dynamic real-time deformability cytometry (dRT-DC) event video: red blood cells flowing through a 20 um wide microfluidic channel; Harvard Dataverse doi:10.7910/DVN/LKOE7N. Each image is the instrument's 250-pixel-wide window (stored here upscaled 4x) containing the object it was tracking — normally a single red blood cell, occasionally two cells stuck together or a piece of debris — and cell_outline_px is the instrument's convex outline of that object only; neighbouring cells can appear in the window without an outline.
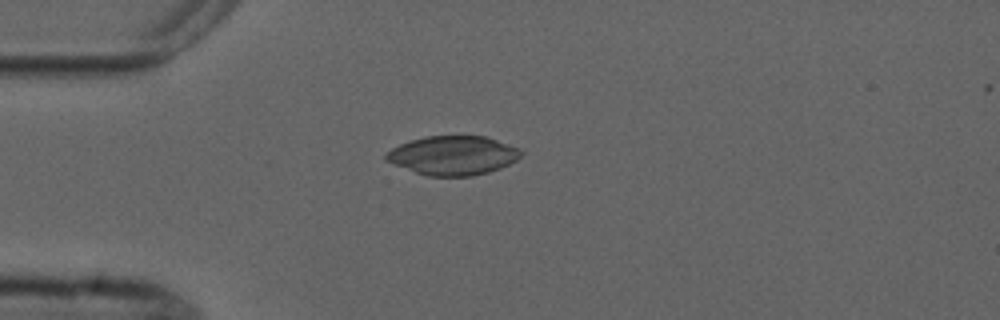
{"species": "common noctule bat (a hibernating species)", "species_latin": "Nyctalus noctula", "temperature_condition": "cold", "stored_images_in_passage": 4, "camera_frame_rate_fps": 3000, "um_per_image_px": 0.085, "animal": {"sex": "male", "forearm_length_mm": 52.5}, "frame": {"image": 1, "passage_image": 1, "time_ms": 0.0, "image_size_px": [1000, 320], "cell_outline_px": [[524, 152], [516, 160], [500, 168], [488, 172], [472, 176], [428, 176], [416, 172], [384, 160], [384, 156], [392, 148], [400, 144], [424, 136], [488, 136], [520, 148]], "centroid_in_image_um": [38.54, 13.2], "position_along_channel_um": 46.5, "area_um2": 30.69}}
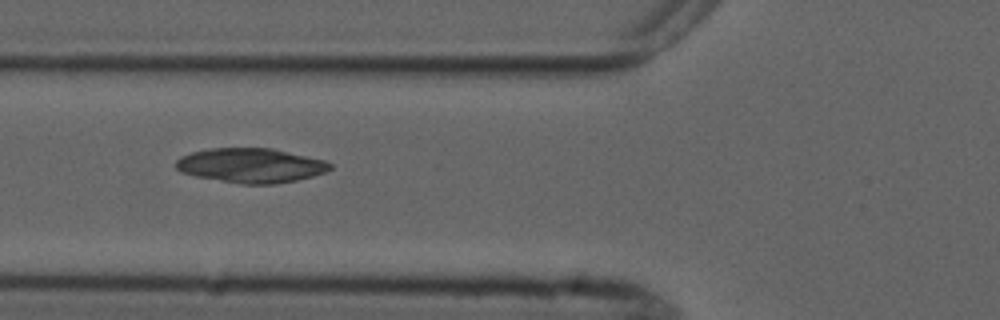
{"frame": {"image": 2, "passage_image": 3, "time_ms": 2.0, "image_size_px": [1000, 320], "cell_outline_px": [[332, 168], [324, 172], [312, 176], [296, 180], [276, 184], [240, 184], [196, 176], [180, 172], [176, 168], [176, 160], [180, 156], [192, 152], [212, 148], [272, 148], [324, 160], [332, 164]], "centroid_in_image_um": [21.31, 14.06], "position_along_channel_um": 104.5, "area_um2": 30.92}}
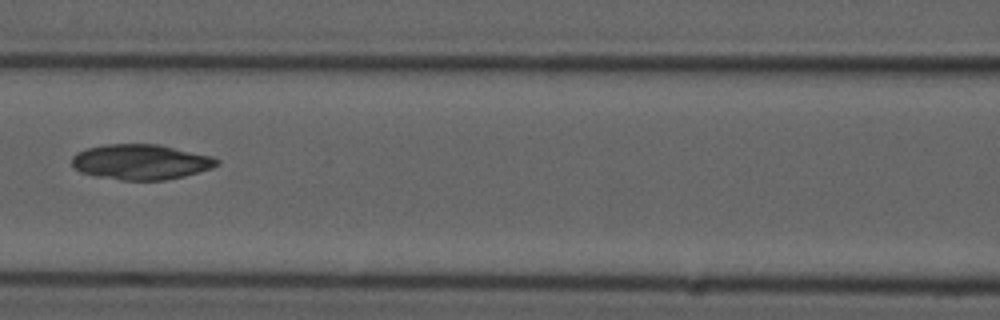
{"frame": {"image": 3, "passage_image": 4, "time_ms": 3.333, "image_size_px": [1000, 320], "cell_outline_px": [[220, 164], [212, 168], [184, 176], [164, 180], [120, 180], [96, 176], [80, 172], [72, 168], [72, 156], [76, 152], [88, 148], [104, 144], [160, 144], [212, 156], [220, 160]], "centroid_in_image_um": [11.96, 13.76], "position_along_channel_um": 154.6, "area_um2": 30.06}}